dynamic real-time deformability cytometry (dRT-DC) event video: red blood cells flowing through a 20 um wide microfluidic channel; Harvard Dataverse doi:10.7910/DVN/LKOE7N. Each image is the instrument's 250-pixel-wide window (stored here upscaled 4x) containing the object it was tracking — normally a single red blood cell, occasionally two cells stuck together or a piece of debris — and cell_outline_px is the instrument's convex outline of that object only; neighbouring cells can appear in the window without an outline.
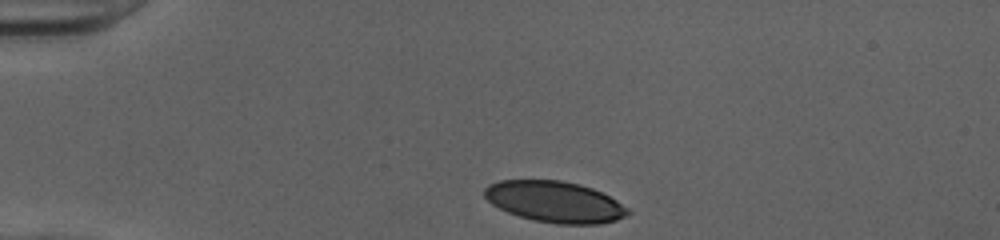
{"species": "human", "species_latin": "Homo sapiens", "temperature_condition": "cold", "stored_images_in_passage": 32, "camera_frame_rate_fps": 3000, "um_per_image_px": 0.085, "donor": {"sex": "female"}, "frame": {"image": 1, "passage_image": 1, "time_ms": 0.0, "image_size_px": [1000, 240], "cell_outline_px": [[632, 212], [628, 216], [616, 220], [600, 224], [556, 224], [532, 220], [508, 212], [492, 204], [484, 196], [484, 188], [488, 184], [500, 180], [560, 180], [580, 184], [592, 188], [616, 200], [628, 208]], "centroid_in_image_um": [47.17, 17.16], "position_along_channel_um": 37.8, "area_um2": 34.51}}
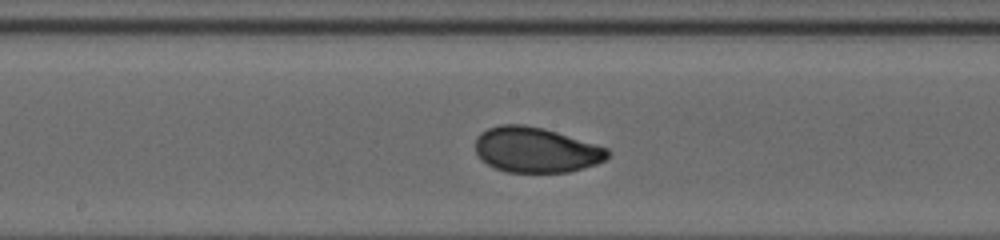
{"frame": {"image": 2, "passage_image": 17, "time_ms": 5.333, "image_size_px": [1000, 240], "cell_outline_px": [[612, 152], [604, 160], [596, 164], [584, 168], [568, 172], [508, 172], [496, 168], [480, 160], [476, 152], [476, 136], [480, 132], [488, 128], [500, 124], [524, 124], [544, 128], [608, 148]], "centroid_in_image_um": [45.54, 12.73], "position_along_channel_um": 202.7, "area_um2": 35.03}}
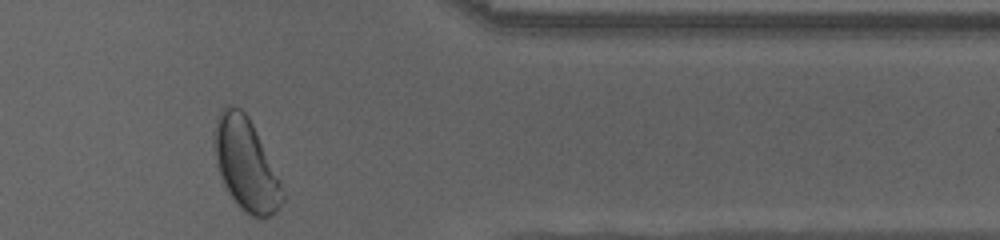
{"frame": {"image": 3, "passage_image": 32, "time_ms": 10.333, "image_size_px": [1000, 240], "cell_outline_px": [[284, 200], [276, 212], [260, 220], [252, 216], [228, 192], [220, 176], [216, 164], [216, 116], [228, 104], [240, 108], [248, 116], [280, 180], [284, 196]], "centroid_in_image_um": [20.92, 13.99], "position_along_channel_um": 390.5, "area_um2": 35.55}, "authors_computed_cell_mechanics": {"area_um2": 34.7089, "velocity_mm_per_s": 4.0159, "shape_relaxation_time_tau1_ms": 3.9384, "shape_relaxation_time_tau2_ms": 0.8302, "deformation_change_tau1": 0.1405, "deformation_change_tau2": 0.0486}}